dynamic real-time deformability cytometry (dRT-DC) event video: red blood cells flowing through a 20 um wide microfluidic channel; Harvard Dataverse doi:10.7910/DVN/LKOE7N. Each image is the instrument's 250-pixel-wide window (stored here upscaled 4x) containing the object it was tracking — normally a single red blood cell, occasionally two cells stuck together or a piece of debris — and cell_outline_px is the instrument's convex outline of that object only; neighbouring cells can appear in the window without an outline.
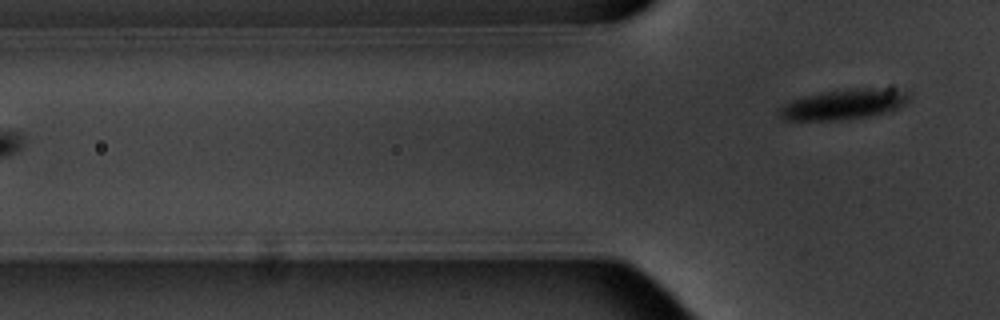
{"species": "common noctule bat (a hibernating species)", "species_latin": "Nyctalus noctula", "temperature_condition": "warm", "stored_images_in_passage": 7, "camera_frame_rate_fps": 3000, "um_per_image_px": 0.085, "animal": {"sex": "male", "body_mass_g": 20.1, "forearm_length_mm": 53.5}, "frame": {"image": 1, "passage_image": 7, "time_ms": 7.667, "image_size_px": [1000, 320], "cell_outline_px": [[908, 100], [904, 104], [892, 112], [868, 116], [840, 120], [784, 120], [776, 116], [776, 112], [784, 104], [792, 100], [804, 96], [820, 92], [852, 88], [900, 88], [908, 92]], "centroid_in_image_um": [71.72, 8.86], "position_along_channel_um": 54.1, "area_um2": 23.29}}